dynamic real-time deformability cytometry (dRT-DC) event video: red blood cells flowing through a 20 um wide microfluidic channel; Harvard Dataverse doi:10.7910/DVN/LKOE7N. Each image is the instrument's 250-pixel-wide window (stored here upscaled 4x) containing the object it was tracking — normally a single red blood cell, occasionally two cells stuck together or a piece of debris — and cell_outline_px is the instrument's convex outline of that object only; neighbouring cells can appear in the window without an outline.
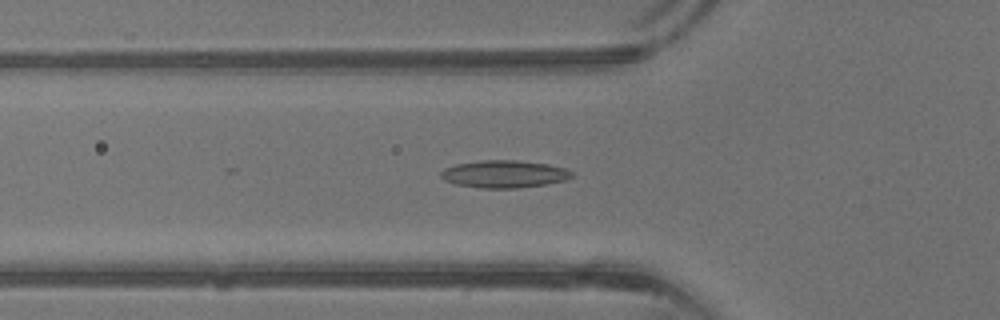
{"species": "common noctule bat (a hibernating species)", "species_latin": "Nyctalus noctula", "temperature_condition": "warm", "stored_images_in_passage": 32, "camera_frame_rate_fps": 3000, "um_per_image_px": 0.085, "animal": {"sex": "male", "body_mass_g": 13.3}, "frame": {"image": 1, "passage_image": 12, "time_ms": 3.667, "image_size_px": [1000, 320], "cell_outline_px": [[572, 176], [564, 180], [548, 184], [516, 188], [480, 188], [456, 184], [444, 180], [440, 176], [440, 172], [444, 168], [456, 164], [480, 160], [516, 160], [548, 164], [564, 168], [572, 172]], "centroid_in_image_um": [42.82, 14.79], "position_along_channel_um": 83.0, "area_um2": 20.92}}
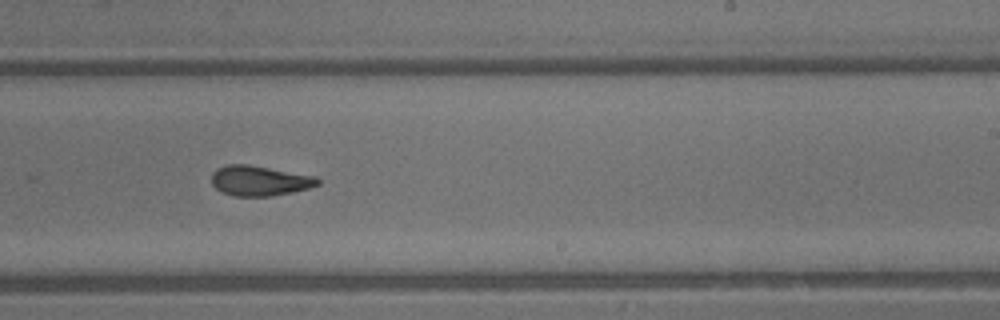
{"frame": {"image": 2, "passage_image": 23, "time_ms": 7.333, "image_size_px": [1000, 320], "cell_outline_px": [[320, 184], [308, 188], [292, 192], [268, 196], [232, 196], [220, 192], [212, 184], [212, 172], [216, 168], [228, 164], [248, 164], [316, 176], [320, 180]], "centroid_in_image_um": [22.04, 15.36], "position_along_channel_um": 267.0, "area_um2": 18.73}}
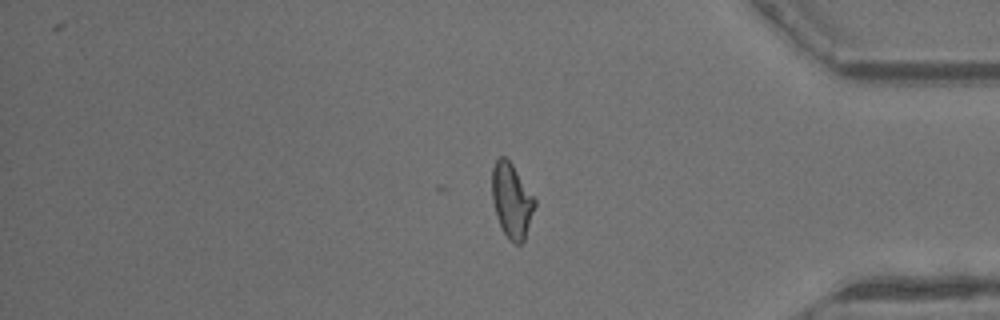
{"frame": {"image": 3, "passage_image": 32, "time_ms": 10.333, "image_size_px": [1000, 320], "cell_outline_px": [[536, 204], [524, 240], [520, 244], [516, 244], [508, 240], [496, 216], [492, 200], [492, 168], [496, 160], [500, 156], [504, 156], [512, 164], [536, 200]], "centroid_in_image_um": [43.48, 17.05], "position_along_channel_um": 391.7, "area_um2": 18.44}, "authors_computed_cell_mechanics": {"area_um2": 19.1896, "velocity_mm_per_s": 4.9916, "shape_relaxation_time_tau1_ms": null, "shape_relaxation_time_tau2_ms": 2.9685, "deformation_change_tau1": null, "deformation_change_tau2": 0.1244}}